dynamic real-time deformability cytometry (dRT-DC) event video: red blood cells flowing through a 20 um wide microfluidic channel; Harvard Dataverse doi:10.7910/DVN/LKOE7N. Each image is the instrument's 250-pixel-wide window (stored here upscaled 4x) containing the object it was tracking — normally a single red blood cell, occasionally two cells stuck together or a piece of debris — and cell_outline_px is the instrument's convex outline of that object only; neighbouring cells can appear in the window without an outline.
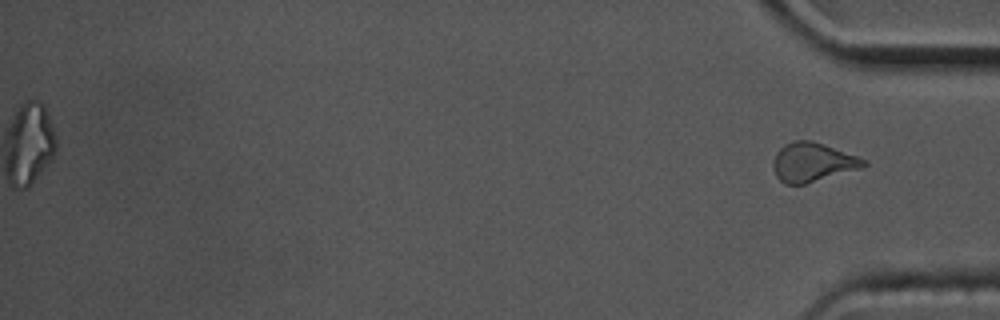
{"species": "common noctule bat (a hibernating species)", "species_latin": "Nyctalus noctula", "temperature_condition": "cold", "stored_images_in_passage": 59, "segment_of_instrument_passage": [2, 2], "camera_frame_rate_fps": 3000, "um_per_image_px": 0.085, "animal": {"sex": "male", "body_mass_g": 17.5, "forearm_length_mm": 52.3}, "frame": {"image": 1, "passage_image": 59, "time_ms": 19.333, "image_size_px": [1000, 320], "cell_outline_px": [[868, 164], [864, 168], [804, 184], [784, 184], [776, 176], [772, 164], [776, 152], [784, 144], [796, 140], [812, 140], [868, 160]], "centroid_in_image_um": [69.09, 13.79], "position_along_channel_um": 366.1, "area_um2": 20.69}}